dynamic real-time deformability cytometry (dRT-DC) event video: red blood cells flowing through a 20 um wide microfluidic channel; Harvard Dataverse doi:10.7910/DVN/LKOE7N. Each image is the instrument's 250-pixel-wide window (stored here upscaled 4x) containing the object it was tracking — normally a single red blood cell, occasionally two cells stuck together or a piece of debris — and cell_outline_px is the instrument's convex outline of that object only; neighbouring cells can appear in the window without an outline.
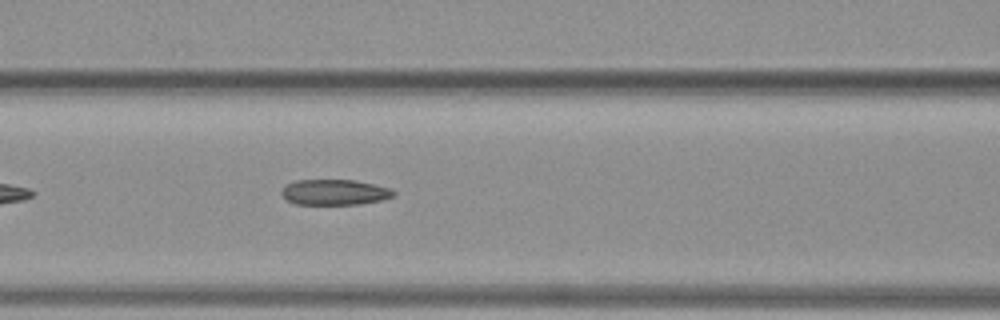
{"species": "common noctule bat (a hibernating species)", "species_latin": "Nyctalus noctula", "temperature_condition": "warm", "stored_images_in_passage": 15, "camera_frame_rate_fps": 3000, "um_per_image_px": 0.085, "animal": {"sex": "female", "body_mass_g": 19.3, "forearm_length_mm": 54.1}, "frame": {"image": 1, "passage_image": 9, "time_ms": 2.667, "image_size_px": [1000, 320], "cell_outline_px": [[396, 196], [380, 200], [360, 204], [296, 204], [288, 200], [280, 192], [284, 184], [296, 180], [356, 180], [388, 188], [396, 192]], "centroid_in_image_um": [28.42, 16.33], "position_along_channel_um": 138.2, "area_um2": 16.65}}
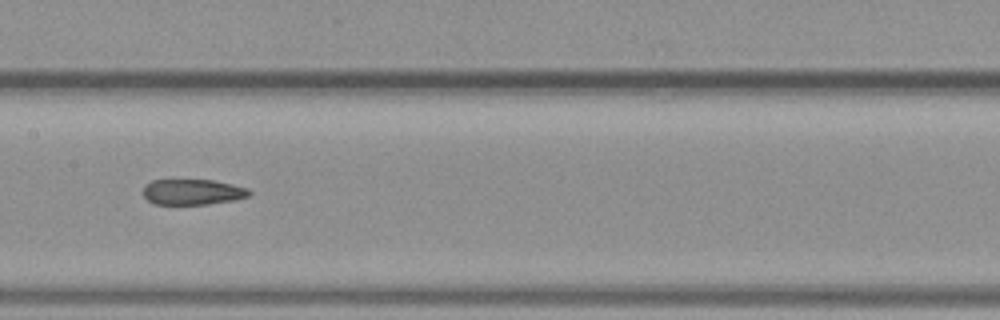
{"frame": {"image": 2, "passage_image": 13, "time_ms": 4.0, "image_size_px": [1000, 320], "cell_outline_px": [[252, 192], [248, 196], [232, 200], [208, 204], [152, 204], [144, 196], [144, 188], [152, 180], [212, 180], [232, 184], [248, 188]], "centroid_in_image_um": [16.38, 16.32], "position_along_channel_um": 191.0, "area_um2": 15.66}}